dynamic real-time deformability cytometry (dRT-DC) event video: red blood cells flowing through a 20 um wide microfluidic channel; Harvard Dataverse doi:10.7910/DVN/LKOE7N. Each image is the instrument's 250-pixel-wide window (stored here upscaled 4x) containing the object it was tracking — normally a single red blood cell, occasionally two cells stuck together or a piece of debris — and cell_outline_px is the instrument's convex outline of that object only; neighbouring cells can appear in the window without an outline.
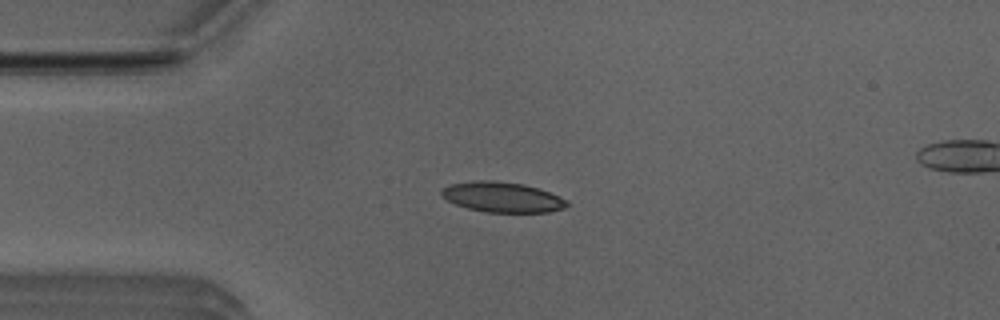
{"species": "Egyptian fruit bat (a non-hibernating species)", "species_latin": "Rousettus aegyptiacus", "temperature_condition": "room temperature", "stored_images_in_passage": 5, "camera_frame_rate_fps": 3000, "um_per_image_px": 0.085, "animal": {"sex": "male"}, "frame": {"image": 1, "passage_image": 4, "time_ms": 1.0, "image_size_px": [1000, 320], "cell_outline_px": [[568, 204], [564, 208], [548, 212], [484, 212], [468, 208], [456, 204], [448, 200], [440, 192], [444, 188], [452, 184], [476, 180], [492, 180], [524, 184], [548, 192], [568, 200]], "centroid_in_image_um": [42.71, 16.76], "position_along_channel_um": 42.3, "area_um2": 21.79}}